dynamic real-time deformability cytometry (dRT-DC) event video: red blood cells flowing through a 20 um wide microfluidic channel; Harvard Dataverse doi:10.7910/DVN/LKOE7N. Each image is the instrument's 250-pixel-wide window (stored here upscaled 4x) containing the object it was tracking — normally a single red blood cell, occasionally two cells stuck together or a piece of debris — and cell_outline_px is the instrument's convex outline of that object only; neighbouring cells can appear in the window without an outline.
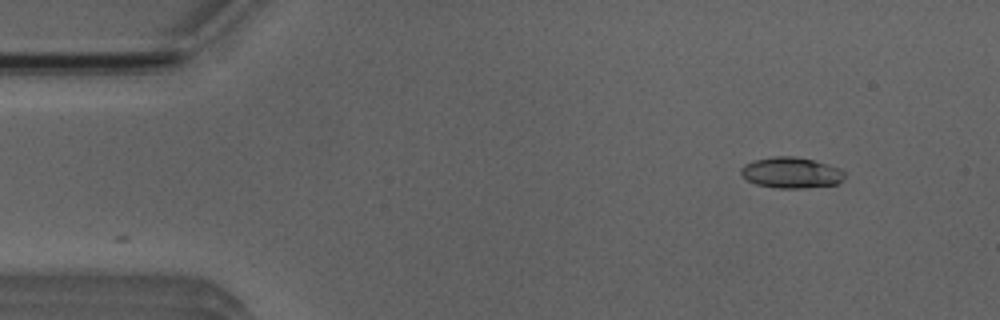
{"species": "Egyptian fruit bat (a non-hibernating species)", "species_latin": "Rousettus aegyptiacus", "temperature_condition": "room temperature", "stored_images_in_passage": 5, "camera_frame_rate_fps": 3000, "um_per_image_px": 0.085, "animal": {"sex": "male"}, "frame": {"image": 1, "passage_image": 1, "time_ms": 0.0, "image_size_px": [1000, 320], "cell_outline_px": [[844, 176], [836, 184], [800, 188], [780, 188], [756, 184], [748, 180], [740, 172], [740, 168], [744, 164], [752, 160], [772, 156], [792, 156], [812, 160], [828, 164], [840, 168], [844, 172]], "centroid_in_image_um": [67.21, 14.66], "position_along_channel_um": 17.8, "area_um2": 18.5}}
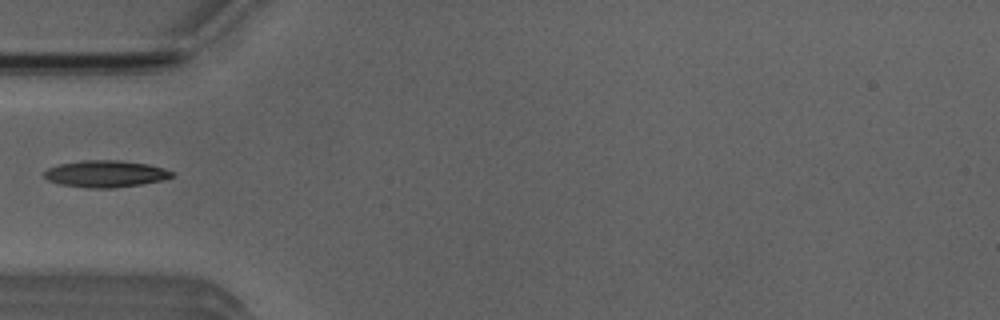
{"frame": {"image": 2, "passage_image": 4, "time_ms": 3.667, "image_size_px": [1000, 320], "cell_outline_px": [[176, 176], [164, 180], [140, 184], [112, 188], [88, 188], [60, 184], [48, 180], [44, 176], [44, 172], [48, 168], [60, 164], [80, 160], [120, 160], [148, 164], [164, 168], [172, 172]], "centroid_in_image_um": [8.99, 14.77], "position_along_channel_um": 76.0, "area_um2": 20.0}}